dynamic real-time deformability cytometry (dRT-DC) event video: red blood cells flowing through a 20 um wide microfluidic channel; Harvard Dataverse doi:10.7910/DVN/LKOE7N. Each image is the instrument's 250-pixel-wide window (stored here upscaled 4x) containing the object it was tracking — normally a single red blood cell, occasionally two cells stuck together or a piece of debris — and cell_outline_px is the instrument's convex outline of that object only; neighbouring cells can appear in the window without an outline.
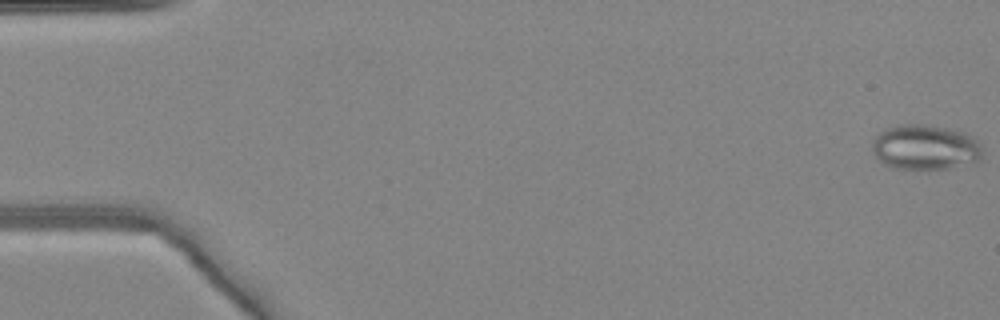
{"species": "common noctule bat (a hibernating species)", "species_latin": "Nyctalus noctula", "temperature_condition": "warm", "stored_images_in_passage": 49, "camera_frame_rate_fps": 3000, "um_per_image_px": 0.085, "animal": {"sex": "female", "body_mass_g": 24.6, "forearm_length_mm": 56.2}, "frame": {"image": 1, "passage_image": 1, "time_ms": 0.0, "image_size_px": [1000, 320], "cell_outline_px": [[980, 160], [972, 164], [948, 168], [892, 168], [884, 164], [872, 152], [872, 140], [880, 132], [888, 128], [900, 124], [924, 124], [964, 132], [972, 136], [980, 144]], "centroid_in_image_um": [78.63, 12.52], "position_along_channel_um": 6.4, "area_um2": 28.78}}
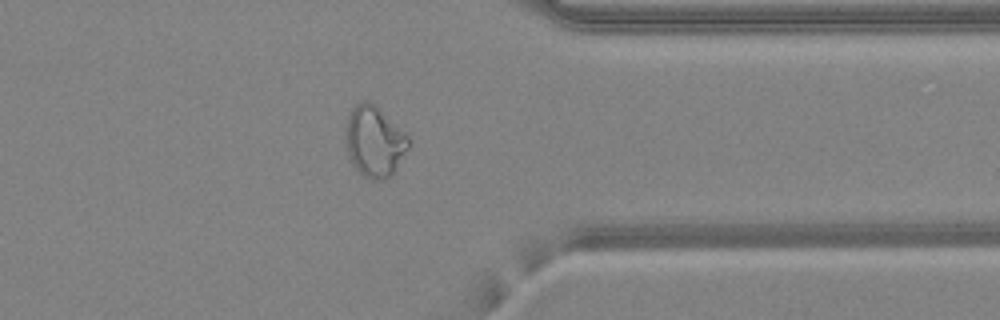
{"frame": {"image": 2, "passage_image": 39, "time_ms": 12.667, "image_size_px": [1000, 320], "cell_outline_px": [[408, 148], [392, 176], [380, 180], [368, 180], [352, 164], [348, 156], [344, 144], [344, 132], [348, 112], [360, 100], [368, 100], [404, 132], [408, 136]], "centroid_in_image_um": [31.76, 12.04], "position_along_channel_um": 379.6, "area_um2": 26.07}}
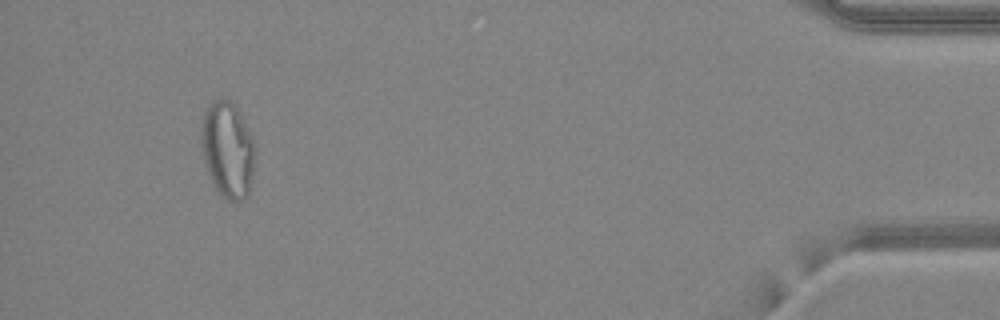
{"frame": {"image": 3, "passage_image": 46, "time_ms": 15.0, "image_size_px": [1000, 320], "cell_outline_px": [[256, 156], [248, 196], [244, 200], [228, 200], [216, 188], [208, 172], [204, 160], [200, 140], [200, 124], [204, 112], [208, 104], [212, 100], [224, 96], [232, 100], [256, 148]], "centroid_in_image_um": [19.33, 12.67], "position_along_channel_um": 415.9, "area_um2": 30.23}, "authors_computed_cell_mechanics": {"area_um2": 26.877, "velocity_mm_per_s": 4.2536, "shape_relaxation_time_tau1_ms": null, "shape_relaxation_time_tau2_ms": 1.4793, "deformation_change_tau1": null, "deformation_change_tau2": 0.0825}}